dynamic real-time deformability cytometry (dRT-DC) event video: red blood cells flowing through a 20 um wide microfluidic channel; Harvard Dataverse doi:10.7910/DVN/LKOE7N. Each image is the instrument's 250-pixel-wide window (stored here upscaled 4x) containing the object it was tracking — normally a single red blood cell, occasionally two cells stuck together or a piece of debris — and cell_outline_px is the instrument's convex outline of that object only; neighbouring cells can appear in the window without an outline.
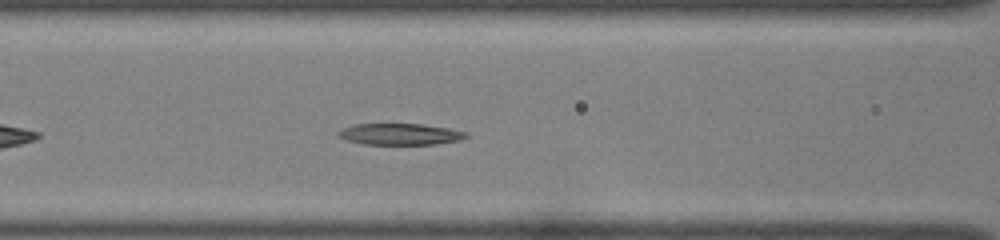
{"species": "common noctule bat (a hibernating species)", "species_latin": "Nyctalus noctula", "temperature_condition": "room temperature", "stored_images_in_passage": 34, "camera_frame_rate_fps": 3000, "um_per_image_px": 0.085, "animal": {"sex": "female", "body_mass_g": 22.0, "forearm_length_mm": 56.7}, "frame": {"image": 1, "passage_image": 9, "time_ms": 2.667, "image_size_px": [1000, 240], "cell_outline_px": [[468, 136], [460, 140], [436, 144], [364, 144], [348, 140], [336, 136], [336, 132], [352, 124], [420, 124], [448, 128], [468, 132]], "centroid_in_image_um": [34.0, 11.4], "position_along_channel_um": 132.6, "area_um2": 15.9}}
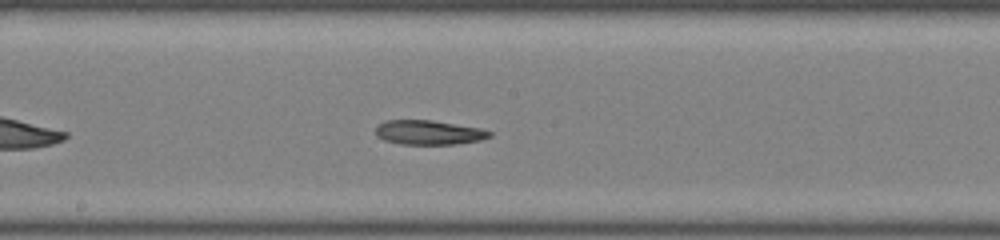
{"frame": {"image": 2, "passage_image": 15, "time_ms": 4.667, "image_size_px": [1000, 240], "cell_outline_px": [[492, 136], [480, 140], [456, 144], [400, 144], [384, 140], [376, 136], [376, 124], [384, 120], [432, 120], [480, 128], [492, 132]], "centroid_in_image_um": [36.41, 11.25], "position_along_channel_um": 211.8, "area_um2": 16.3}}
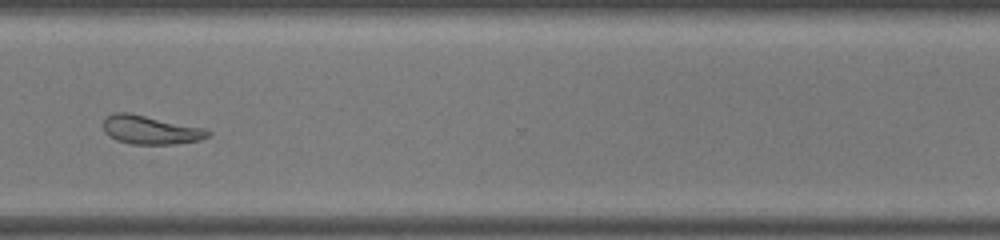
{"frame": {"image": 3, "passage_image": 26, "time_ms": 8.333, "image_size_px": [1000, 240], "cell_outline_px": [[212, 132], [208, 136], [200, 140], [172, 144], [132, 144], [116, 140], [108, 136], [104, 132], [104, 120], [112, 112], [128, 112], [204, 128]], "centroid_in_image_um": [12.77, 11.04], "position_along_channel_um": 357.8, "area_um2": 17.4}}